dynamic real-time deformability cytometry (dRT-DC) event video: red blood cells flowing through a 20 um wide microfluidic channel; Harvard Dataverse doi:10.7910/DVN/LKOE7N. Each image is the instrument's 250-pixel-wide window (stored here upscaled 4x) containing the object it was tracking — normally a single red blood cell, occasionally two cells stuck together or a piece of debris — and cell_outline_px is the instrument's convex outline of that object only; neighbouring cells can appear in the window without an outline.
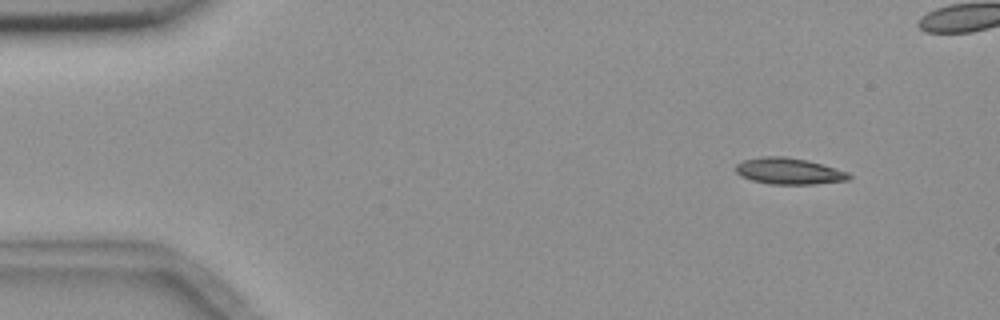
{"species": "common noctule bat (a hibernating species)", "species_latin": "Nyctalus noctula", "temperature_condition": "room temperature", "stored_images_in_passage": 7, "segment_of_instrument_passage": [1, 2], "camera_frame_rate_fps": 3000, "um_per_image_px": 0.085, "animal": {"sex": "female", "body_mass_g": 18.4}, "frame": {"image": 1, "passage_image": 1, "time_ms": 0.0, "image_size_px": [1000, 320], "cell_outline_px": [[852, 176], [848, 180], [816, 184], [772, 184], [752, 180], [740, 176], [736, 172], [736, 164], [744, 160], [764, 156], [784, 156], [808, 160], [848, 172]], "centroid_in_image_um": [67.06, 14.54], "position_along_channel_um": 17.9, "area_um2": 17.34}}
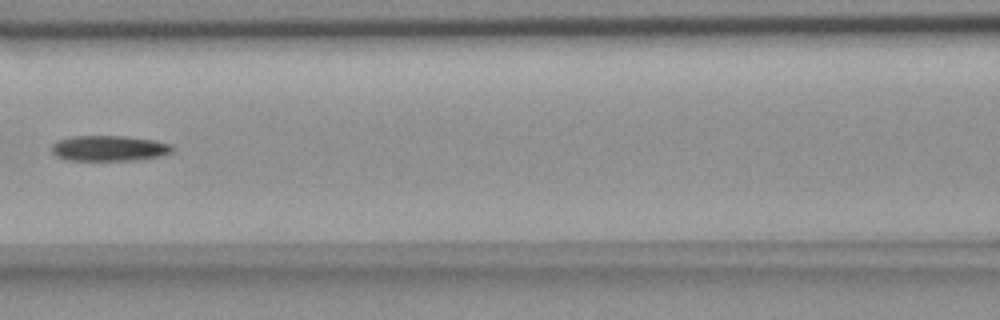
{"frame": {"image": 2, "passage_image": 6, "time_ms": 6.333, "image_size_px": [1000, 320], "cell_outline_px": [[172, 152], [160, 156], [132, 160], [68, 160], [56, 156], [52, 152], [52, 144], [56, 140], [72, 136], [124, 136], [152, 140], [172, 144]], "centroid_in_image_um": [9.24, 12.6], "position_along_channel_um": 157.4, "area_um2": 17.86}}